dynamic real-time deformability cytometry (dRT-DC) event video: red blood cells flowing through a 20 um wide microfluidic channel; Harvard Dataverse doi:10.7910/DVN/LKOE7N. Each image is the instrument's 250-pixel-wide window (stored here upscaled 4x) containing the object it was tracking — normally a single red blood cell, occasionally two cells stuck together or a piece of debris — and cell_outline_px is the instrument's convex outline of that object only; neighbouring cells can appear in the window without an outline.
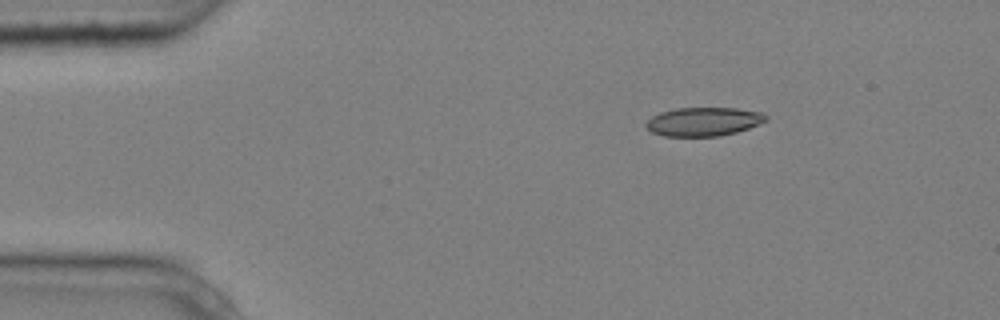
{"species": "common noctule bat (a hibernating species)", "species_latin": "Nyctalus noctula", "temperature_condition": "cold", "stored_images_in_passage": 3, "camera_frame_rate_fps": 3000, "um_per_image_px": 0.085, "animal": {"sex": "male", "body_mass_g": 20.4}, "frame": {"image": 1, "passage_image": 1, "time_ms": 0.0, "image_size_px": [1000, 320], "cell_outline_px": [[768, 120], [760, 124], [736, 132], [720, 136], [664, 136], [652, 132], [644, 124], [652, 116], [660, 112], [676, 108], [736, 108], [764, 112], [768, 116]], "centroid_in_image_um": [59.84, 10.33], "position_along_channel_um": 25.2, "area_um2": 20.17}}